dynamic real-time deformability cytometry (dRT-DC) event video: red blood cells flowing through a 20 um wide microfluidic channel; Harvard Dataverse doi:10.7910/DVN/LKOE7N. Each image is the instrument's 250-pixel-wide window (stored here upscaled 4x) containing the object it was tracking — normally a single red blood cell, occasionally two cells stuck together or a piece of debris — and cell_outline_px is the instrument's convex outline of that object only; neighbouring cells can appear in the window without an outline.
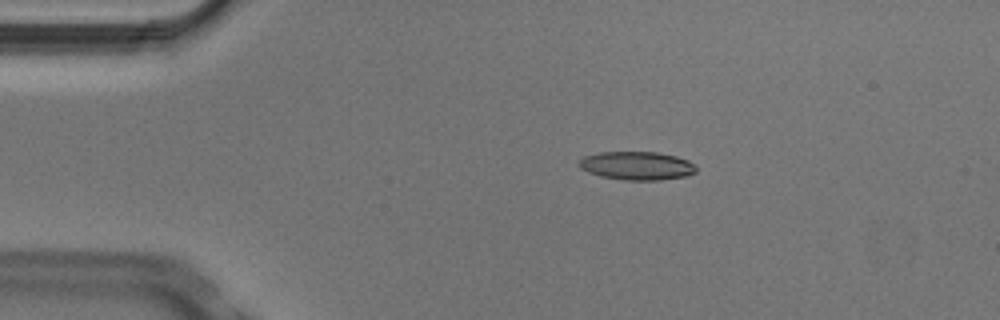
{"species": "Egyptian fruit bat (a non-hibernating species)", "species_latin": "Rousettus aegyptiacus", "temperature_condition": "cold", "stored_images_in_passage": 6, "camera_frame_rate_fps": 3000, "um_per_image_px": 0.085, "animal": {"sex": "male"}, "frame": {"image": 1, "passage_image": 3, "time_ms": 0.667, "image_size_px": [1000, 320], "cell_outline_px": [[696, 172], [688, 176], [660, 180], [624, 180], [600, 176], [588, 172], [580, 168], [580, 160], [584, 156], [600, 152], [656, 152], [676, 156], [688, 160], [696, 168]], "centroid_in_image_um": [54.14, 14.09], "position_along_channel_um": 30.9, "area_um2": 19.36}}